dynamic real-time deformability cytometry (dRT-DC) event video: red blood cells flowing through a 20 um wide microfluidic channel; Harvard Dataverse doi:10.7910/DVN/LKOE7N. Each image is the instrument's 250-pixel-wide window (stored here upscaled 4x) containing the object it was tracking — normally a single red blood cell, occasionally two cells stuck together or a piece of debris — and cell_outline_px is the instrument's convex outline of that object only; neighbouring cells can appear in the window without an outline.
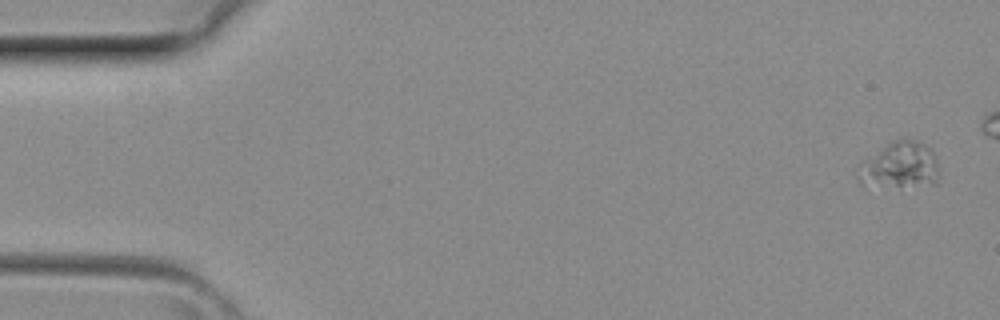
{"species": "common noctule bat (a hibernating species)", "species_latin": "Nyctalus noctula", "temperature_condition": "room temperature", "stored_images_in_passage": 5, "camera_frame_rate_fps": 3000, "um_per_image_px": 0.085, "animal": {"sex": "female", "body_mass_g": 29.2, "forearm_length_mm": 56.3}, "frame": {"image": 1, "passage_image": 1, "time_ms": 0.0, "image_size_px": [1000, 320], "cell_outline_px": [[936, 184], [860, 184], [856, 176], [864, 160], [888, 144], [896, 140], [916, 140], [932, 148], [936, 156]], "centroid_in_image_um": [76.5, 14.01], "position_along_channel_um": 8.5, "area_um2": 20.69}}